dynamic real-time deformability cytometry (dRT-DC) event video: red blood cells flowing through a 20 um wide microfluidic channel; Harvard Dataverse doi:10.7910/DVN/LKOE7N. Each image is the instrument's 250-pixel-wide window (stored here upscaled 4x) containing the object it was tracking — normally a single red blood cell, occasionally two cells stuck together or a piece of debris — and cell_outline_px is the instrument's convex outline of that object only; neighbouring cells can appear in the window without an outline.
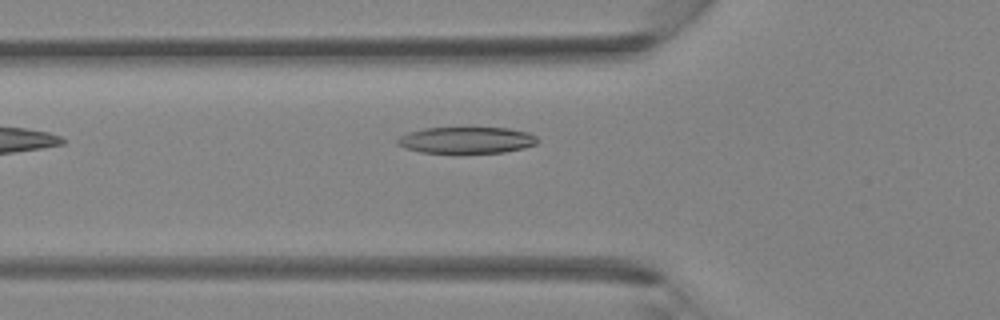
{"species": "Egyptian fruit bat (a non-hibernating species)", "species_latin": "Rousettus aegyptiacus", "temperature_condition": "room temperature", "stored_images_in_passage": 29, "camera_frame_rate_fps": 3000, "um_per_image_px": 0.085, "animal": {"sex": "female"}, "frame": {"image": 1, "passage_image": 3, "time_ms": 0.667, "image_size_px": [1000, 320], "cell_outline_px": [[540, 140], [536, 144], [524, 148], [504, 152], [456, 156], [452, 156], [420, 152], [404, 148], [396, 144], [396, 140], [400, 136], [408, 132], [424, 128], [508, 128], [528, 132], [536, 136]], "centroid_in_image_um": [39.62, 11.97], "position_along_channel_um": 86.2, "area_um2": 22.77}}
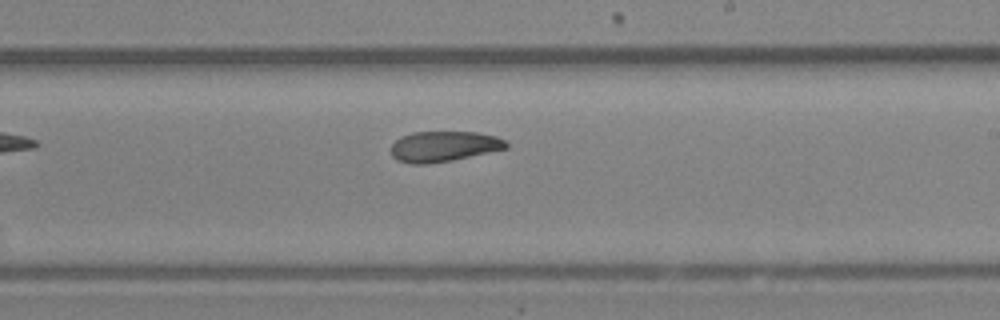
{"frame": {"image": 2, "passage_image": 13, "time_ms": 4.0, "image_size_px": [1000, 320], "cell_outline_px": [[508, 148], [452, 160], [428, 164], [408, 164], [396, 160], [392, 156], [392, 144], [400, 136], [412, 132], [476, 132], [496, 136], [504, 140], [508, 144]], "centroid_in_image_um": [37.69, 12.45], "position_along_channel_um": 251.3, "area_um2": 20.52}}
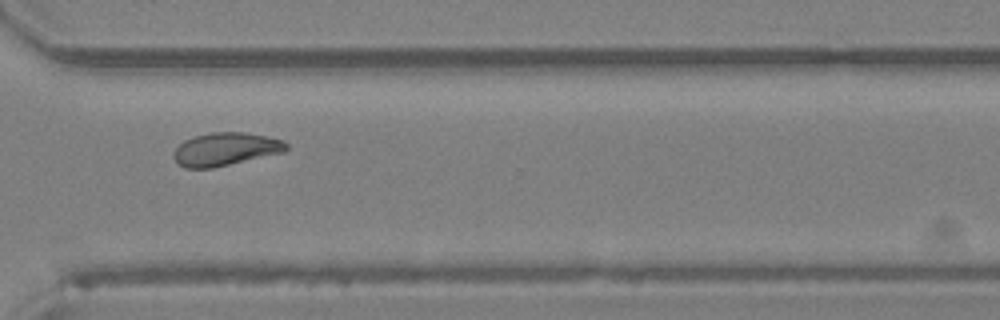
{"frame": {"image": 3, "passage_image": 19, "time_ms": 6.0, "image_size_px": [1000, 320], "cell_outline_px": [[288, 148], [284, 152], [212, 168], [184, 168], [172, 156], [172, 152], [184, 140], [192, 136], [212, 132], [244, 132], [268, 136], [284, 140], [288, 144]], "centroid_in_image_um": [19.17, 12.66], "position_along_channel_um": 351.4, "area_um2": 21.79}}